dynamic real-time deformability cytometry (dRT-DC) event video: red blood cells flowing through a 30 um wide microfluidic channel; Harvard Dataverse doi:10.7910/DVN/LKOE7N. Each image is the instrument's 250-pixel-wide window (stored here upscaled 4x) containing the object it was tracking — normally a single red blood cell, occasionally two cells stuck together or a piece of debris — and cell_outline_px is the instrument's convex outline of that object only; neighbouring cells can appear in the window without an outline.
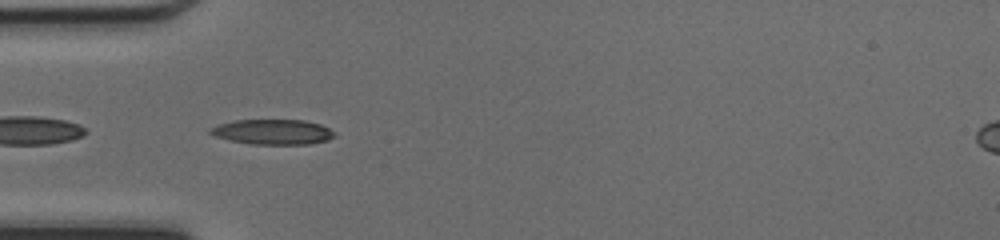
{"species": "common noctule bat (a hibernating species)", "species_latin": "Nyctalus noctula", "temperature_condition": "cold", "stored_images_in_passage": 36, "camera_frame_rate_fps": 3000, "um_per_image_px": 0.085, "animal": {"sex": "female", "body_mass_g": 17.0, "forearm_length_mm": 48.0}, "frame": {"image": 1, "passage_image": 4, "time_ms": 1.0, "image_size_px": [1000, 240], "cell_outline_px": [[336, 136], [328, 140], [308, 144], [252, 144], [232, 140], [216, 136], [208, 132], [212, 128], [220, 124], [236, 120], [304, 120], [320, 124], [336, 132]], "centroid_in_image_um": [23.26, 11.21], "position_along_channel_um": 61.7, "area_um2": 17.98}}
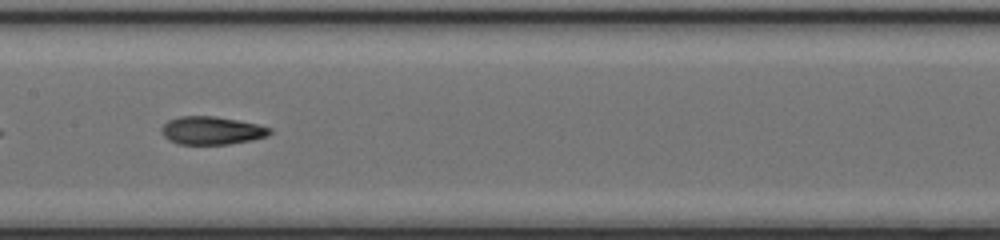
{"frame": {"image": 2, "passage_image": 13, "time_ms": 4.0, "image_size_px": [1000, 240], "cell_outline_px": [[272, 132], [268, 136], [252, 140], [228, 144], [176, 144], [168, 140], [164, 136], [160, 128], [168, 120], [180, 116], [216, 116], [256, 124], [272, 128]], "centroid_in_image_um": [17.98, 11.1], "position_along_channel_um": 189.4, "area_um2": 17.74}}
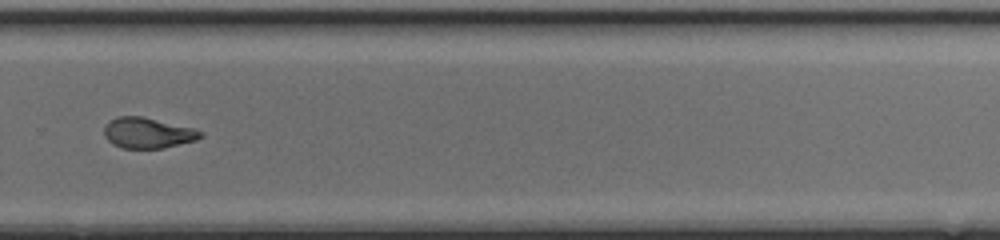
{"frame": {"image": 3, "passage_image": 22, "time_ms": 7.0, "image_size_px": [1000, 240], "cell_outline_px": [[204, 136], [196, 140], [164, 148], [120, 148], [112, 144], [104, 136], [104, 128], [116, 116], [140, 116], [192, 128], [204, 132]], "centroid_in_image_um": [12.56, 11.31], "position_along_channel_um": 317.2, "area_um2": 17.05}, "authors_computed_cell_mechanics": {"area_um2": 18.3226, "velocity_mm_per_s": 4.2859, "shape_relaxation_time_tau1_ms": 6.5978, "shape_relaxation_time_tau2_ms": 2.339, "deformation_change_tau1": 0.2238, "deformation_change_tau2": 0.0981}}